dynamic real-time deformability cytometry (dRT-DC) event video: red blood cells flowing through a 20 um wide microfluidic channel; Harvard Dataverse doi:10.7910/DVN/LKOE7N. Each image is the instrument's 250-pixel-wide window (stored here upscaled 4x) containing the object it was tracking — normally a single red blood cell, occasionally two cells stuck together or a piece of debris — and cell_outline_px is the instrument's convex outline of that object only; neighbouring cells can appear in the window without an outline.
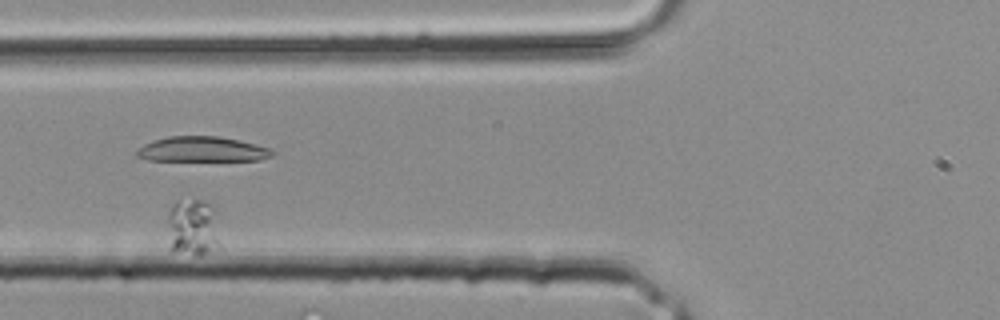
{"species": "common noctule bat (a hibernating species)", "species_latin": "Nyctalus noctula", "temperature_condition": "room temperature", "stored_images_in_passage": 23, "camera_frame_rate_fps": 3000, "um_per_image_px": 0.085, "animal": {"sex": "male", "body_mass_g": 20.4}, "frame": {"image": 1, "passage_image": 3, "time_ms": 0.667, "image_size_px": [1000, 320], "cell_outline_px": [[224, 248], [200, 256], [168, 252], [168, 212], [172, 204], [192, 200], [200, 200], [216, 208]], "centroid_in_image_um": [16.47, 19.44], "position_along_channel_um": 109.3, "area_um2": 18.9}}
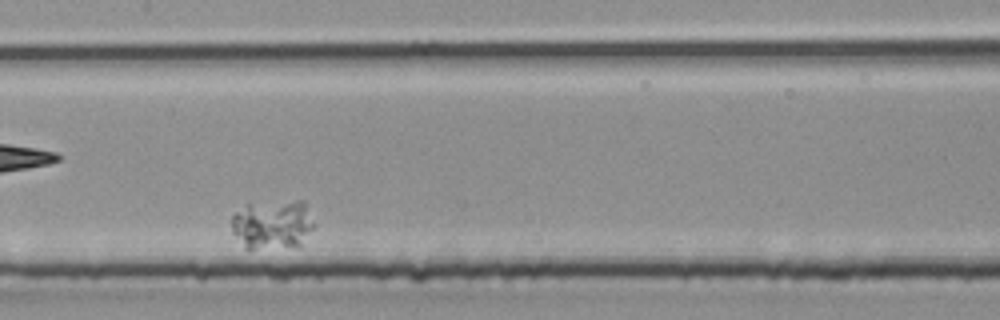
{"frame": {"image": 2, "passage_image": 8, "time_ms": 2.333, "image_size_px": [1000, 320], "cell_outline_px": [[316, 224], [300, 244], [248, 252], [244, 248], [232, 232], [232, 216], [244, 204], [296, 200], [304, 200]], "centroid_in_image_um": [23.14, 19.09], "position_along_channel_um": 184.3, "area_um2": 24.22}}
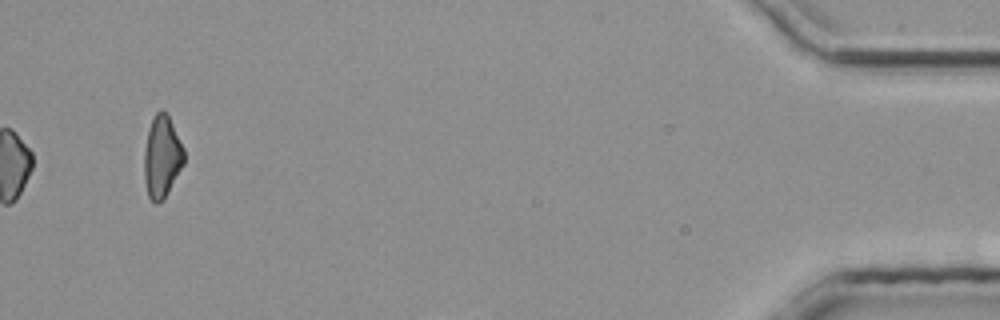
{"frame": {"image": 3, "passage_image": 23, "time_ms": 7.333, "image_size_px": [1000, 320], "cell_outline_px": [[184, 164], [164, 200], [160, 204], [156, 204], [148, 196], [144, 180], [144, 148], [148, 128], [156, 112], [160, 108], [168, 116], [184, 148]], "centroid_in_image_um": [13.75, 13.36], "position_along_channel_um": 421.4, "area_um2": 19.19}}